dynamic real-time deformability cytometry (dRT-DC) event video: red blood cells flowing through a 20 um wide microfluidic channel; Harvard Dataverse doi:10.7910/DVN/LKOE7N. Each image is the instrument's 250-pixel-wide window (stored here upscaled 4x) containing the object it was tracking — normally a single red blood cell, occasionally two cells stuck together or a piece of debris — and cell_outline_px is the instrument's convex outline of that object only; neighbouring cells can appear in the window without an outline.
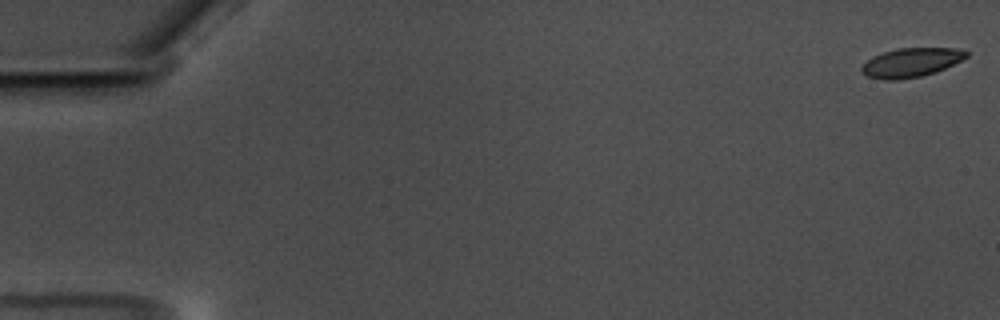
{"species": "common noctule bat (a hibernating species)", "species_latin": "Nyctalus noctula", "temperature_condition": "warm", "stored_images_in_passage": 59, "camera_frame_rate_fps": 3000, "um_per_image_px": 0.085, "animal": {"sex": "male", "body_mass_g": 17.5, "forearm_length_mm": 52.3}, "frame": {"image": 1, "passage_image": 1, "time_ms": 0.0, "image_size_px": [1000, 320], "cell_outline_px": [[968, 56], [936, 72], [920, 76], [900, 80], [884, 80], [868, 76], [860, 72], [860, 68], [872, 56], [896, 48], [956, 48], [968, 52]], "centroid_in_image_um": [77.4, 5.31], "position_along_channel_um": 7.6, "area_um2": 17.63}}
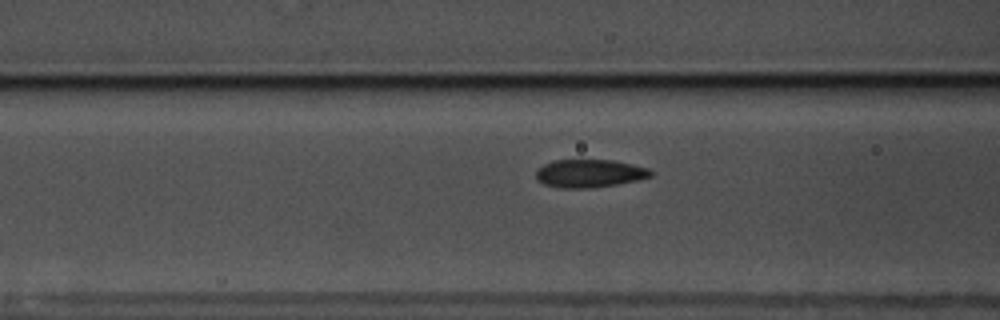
{"frame": {"image": 2, "passage_image": 24, "time_ms": 7.667, "image_size_px": [1000, 320], "cell_outline_px": [[652, 176], [636, 180], [616, 184], [592, 188], [560, 188], [544, 184], [536, 180], [536, 168], [544, 164], [556, 160], [612, 160], [632, 164], [648, 168], [652, 172]], "centroid_in_image_um": [50.06, 14.74], "position_along_channel_um": 116.5, "area_um2": 18.73}}
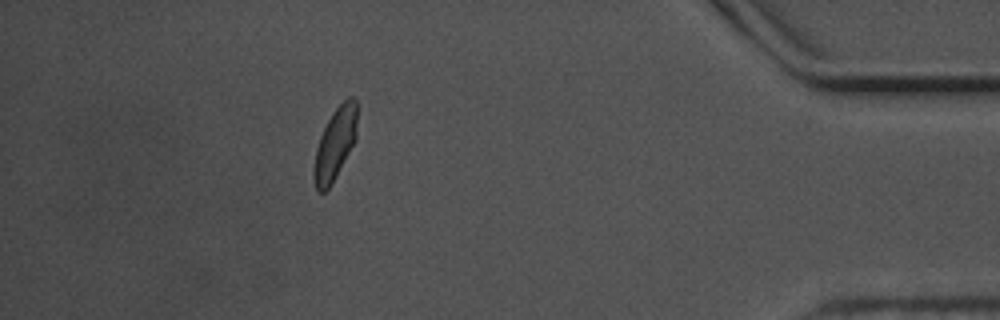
{"frame": {"image": 3, "passage_image": 53, "time_ms": 17.333, "image_size_px": [1000, 320], "cell_outline_px": [[356, 140], [328, 188], [324, 192], [316, 192], [312, 176], [312, 172], [316, 148], [320, 136], [332, 112], [348, 96], [352, 96], [356, 100]], "centroid_in_image_um": [28.45, 12.23], "position_along_channel_um": 406.7, "area_um2": 17.98}, "authors_computed_cell_mechanics": {"area_um2": 18.5538, "velocity_mm_per_s": 3.4966, "shape_relaxation_time_tau1_ms": 2.6275, "shape_relaxation_time_tau2_ms": 0.7655, "deformation_change_tau1": 0.0881, "deformation_change_tau2": 0.0382}}